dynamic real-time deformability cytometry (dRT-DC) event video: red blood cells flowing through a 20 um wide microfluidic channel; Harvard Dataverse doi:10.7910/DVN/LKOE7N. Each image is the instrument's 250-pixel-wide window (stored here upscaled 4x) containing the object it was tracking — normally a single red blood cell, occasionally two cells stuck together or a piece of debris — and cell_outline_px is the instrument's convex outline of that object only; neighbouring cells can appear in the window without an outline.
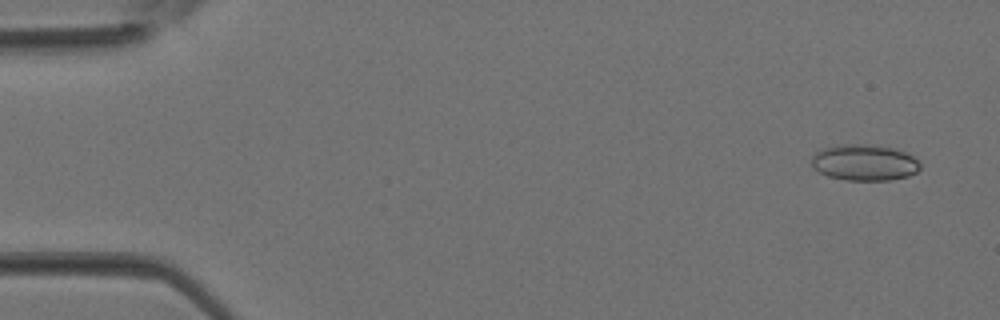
{"species": "Egyptian fruit bat (a non-hibernating species)", "species_latin": "Rousettus aegyptiacus", "temperature_condition": "room temperature", "stored_images_in_passage": 37, "camera_frame_rate_fps": 3000, "um_per_image_px": 0.085, "animal": {"sex": "female"}, "frame": {"image": 1, "passage_image": 2, "time_ms": 0.333, "image_size_px": [1000, 320], "cell_outline_px": [[920, 168], [916, 172], [908, 176], [892, 180], [844, 180], [828, 176], [812, 168], [812, 156], [816, 152], [824, 148], [840, 144], [868, 144], [896, 148], [908, 152], [920, 164]], "centroid_in_image_um": [73.48, 13.81], "position_along_channel_um": 11.5, "area_um2": 23.06}}
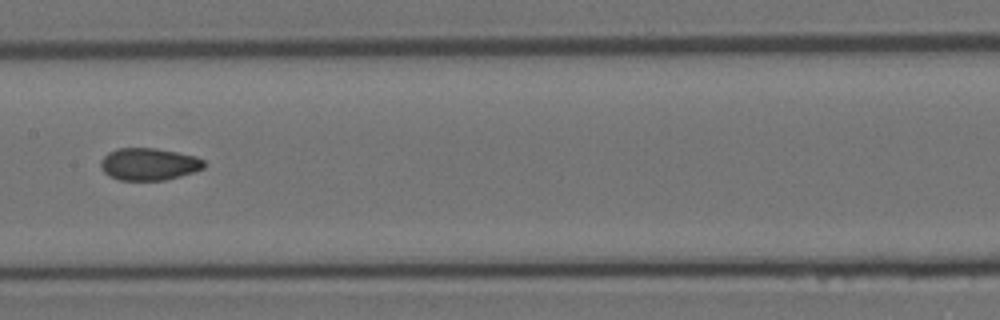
{"frame": {"image": 2, "passage_image": 19, "time_ms": 6.0, "image_size_px": [1000, 320], "cell_outline_px": [[208, 164], [204, 168], [180, 176], [164, 180], [120, 180], [108, 176], [100, 168], [100, 160], [108, 152], [116, 148], [156, 148], [196, 156], [204, 160]], "centroid_in_image_um": [12.64, 13.95], "position_along_channel_um": 194.8, "area_um2": 19.59}}
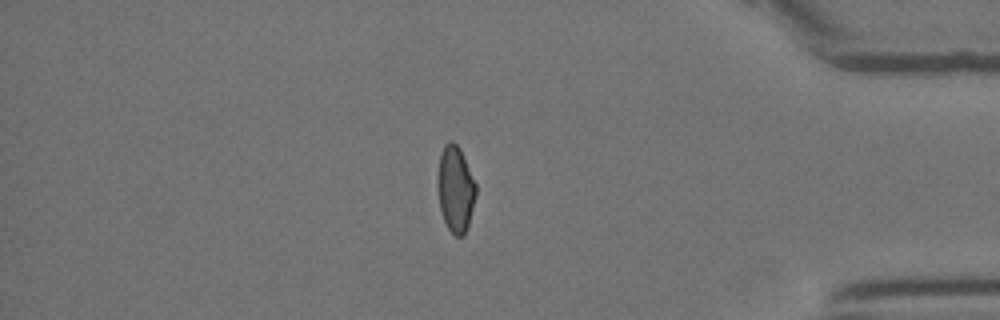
{"frame": {"image": 3, "passage_image": 32, "time_ms": 10.333, "image_size_px": [1000, 320], "cell_outline_px": [[476, 196], [468, 224], [464, 236], [456, 236], [448, 228], [444, 220], [440, 208], [440, 152], [444, 144], [448, 140], [452, 140], [460, 148], [476, 184]], "centroid_in_image_um": [38.75, 16.05], "position_along_channel_um": 396.4, "area_um2": 18.55}}